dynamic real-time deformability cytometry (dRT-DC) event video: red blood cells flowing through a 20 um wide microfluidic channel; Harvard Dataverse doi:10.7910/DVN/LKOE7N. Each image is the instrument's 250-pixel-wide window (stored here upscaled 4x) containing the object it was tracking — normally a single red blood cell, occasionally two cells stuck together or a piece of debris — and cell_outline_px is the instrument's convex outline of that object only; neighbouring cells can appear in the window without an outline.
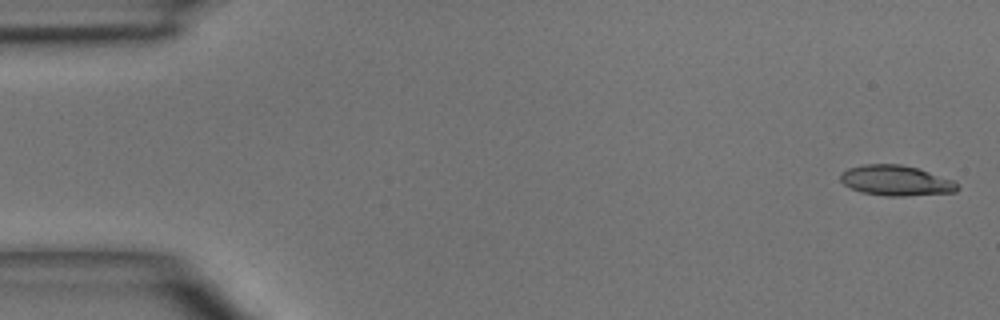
{"species": "common noctule bat (a hibernating species)", "species_latin": "Nyctalus noctula", "temperature_condition": "room temperature", "stored_images_in_passage": 5, "camera_frame_rate_fps": 3000, "um_per_image_px": 0.085, "animal": {"sex": "male", "body_mass_g": 15.6}, "frame": {"image": 1, "passage_image": 1, "time_ms": 0.0, "image_size_px": [1000, 320], "cell_outline_px": [[960, 188], [956, 192], [904, 196], [888, 196], [860, 192], [844, 184], [840, 180], [840, 172], [848, 168], [864, 164], [900, 164], [916, 168], [952, 180]], "centroid_in_image_um": [76.12, 15.35], "position_along_channel_um": 8.9, "area_um2": 20.52}}
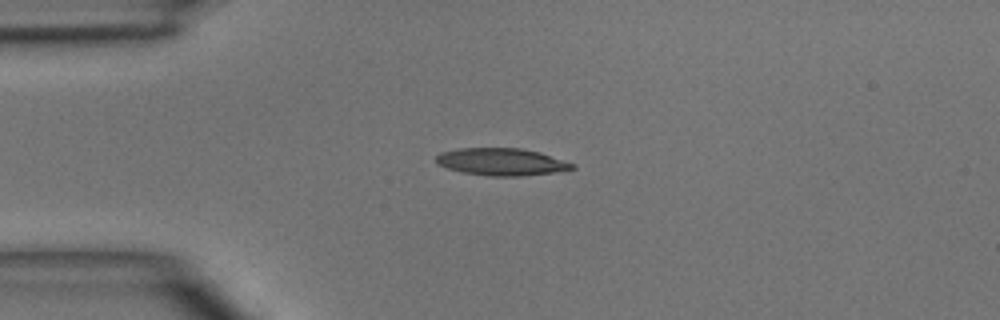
{"frame": {"image": 2, "passage_image": 4, "time_ms": 3.333, "image_size_px": [1000, 320], "cell_outline_px": [[576, 168], [552, 172], [520, 176], [488, 176], [464, 172], [448, 168], [436, 164], [436, 156], [440, 152], [460, 148], [520, 148], [540, 152], [576, 164]], "centroid_in_image_um": [42.62, 13.75], "position_along_channel_um": 42.4, "area_um2": 21.56}}
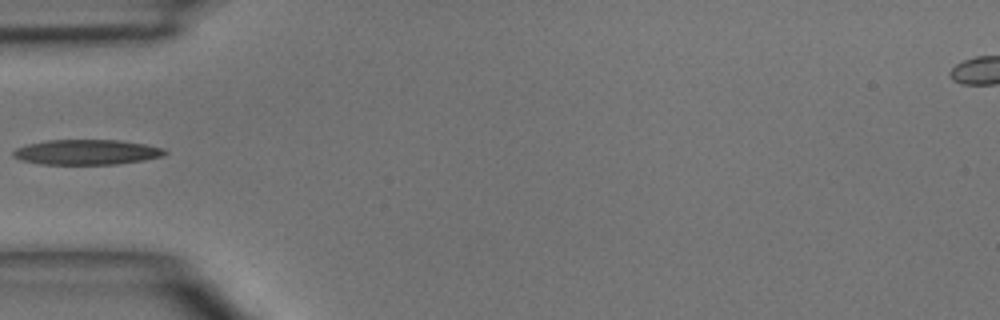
{"frame": {"image": 3, "passage_image": 5, "time_ms": 4.667, "image_size_px": [1000, 320], "cell_outline_px": [[168, 152], [164, 156], [144, 160], [116, 164], [40, 164], [20, 160], [12, 156], [12, 152], [16, 148], [28, 144], [48, 140], [120, 140], [144, 144], [164, 148]], "centroid_in_image_um": [7.37, 12.93], "position_along_channel_um": 77.6, "area_um2": 22.25}}